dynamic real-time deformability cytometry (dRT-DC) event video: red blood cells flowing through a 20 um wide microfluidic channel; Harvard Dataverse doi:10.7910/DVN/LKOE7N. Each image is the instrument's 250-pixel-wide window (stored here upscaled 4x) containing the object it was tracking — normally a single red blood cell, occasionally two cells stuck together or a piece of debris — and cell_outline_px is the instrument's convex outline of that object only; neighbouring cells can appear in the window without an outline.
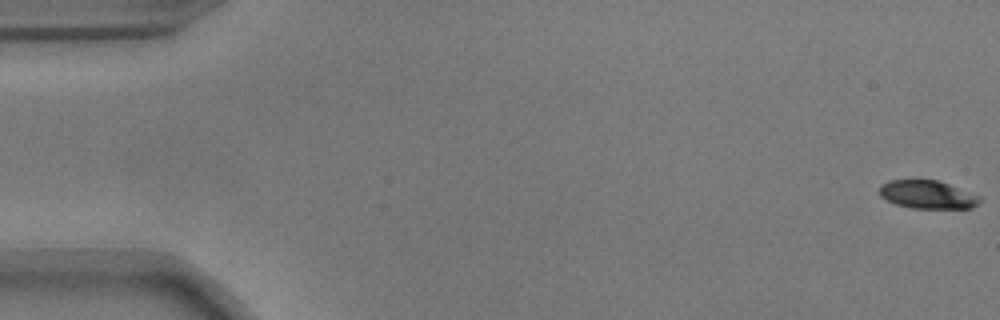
{"species": "common noctule bat (a hibernating species)", "species_latin": "Nyctalus noctula", "temperature_condition": "warm", "stored_images_in_passage": 9, "camera_frame_rate_fps": 3000, "um_per_image_px": 0.085, "animal": {"sex": "male", "body_mass_g": 17.9}, "frame": {"image": 1, "passage_image": 1, "time_ms": 0.0, "image_size_px": [1000, 320], "cell_outline_px": [[980, 200], [972, 208], [912, 208], [896, 204], [880, 196], [880, 184], [888, 180], [936, 180], [972, 192], [980, 196]], "centroid_in_image_um": [78.83, 16.53], "position_along_channel_um": 6.2, "area_um2": 16.36}}